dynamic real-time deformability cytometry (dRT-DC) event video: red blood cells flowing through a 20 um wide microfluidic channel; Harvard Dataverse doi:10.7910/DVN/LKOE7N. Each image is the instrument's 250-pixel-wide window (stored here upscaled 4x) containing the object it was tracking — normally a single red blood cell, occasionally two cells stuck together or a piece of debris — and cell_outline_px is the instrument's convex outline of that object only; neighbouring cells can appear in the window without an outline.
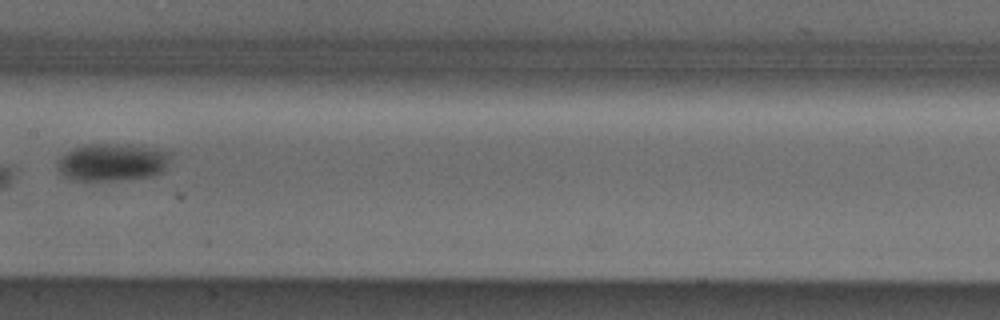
{"species": "Egyptian fruit bat (a non-hibernating species)", "species_latin": "Rousettus aegyptiacus", "temperature_condition": "cold", "stored_images_in_passage": 6, "camera_frame_rate_fps": 3000, "um_per_image_px": 0.085, "animal": {"sex": "male"}, "frame": {"image": 1, "passage_image": 6, "time_ms": 6.0, "image_size_px": [1000, 320], "cell_outline_px": [[172, 152], [168, 164], [164, 172], [152, 176], [120, 180], [72, 180], [64, 176], [56, 168], [56, 160], [68, 152], [76, 148], [88, 144], [128, 144]], "centroid_in_image_um": [9.56, 13.8], "position_along_channel_um": 197.8, "area_um2": 24.8}}